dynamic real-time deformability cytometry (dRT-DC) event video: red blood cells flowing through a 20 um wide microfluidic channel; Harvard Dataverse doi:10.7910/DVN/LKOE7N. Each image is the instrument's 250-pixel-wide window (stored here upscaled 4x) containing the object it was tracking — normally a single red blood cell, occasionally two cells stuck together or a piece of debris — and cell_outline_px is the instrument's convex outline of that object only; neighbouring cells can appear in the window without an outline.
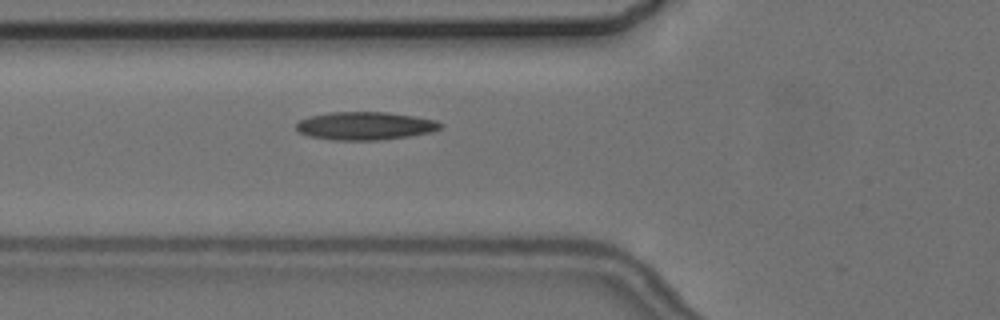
{"species": "common noctule bat (a hibernating species)", "species_latin": "Nyctalus noctula", "temperature_condition": "cold", "stored_images_in_passage": 6, "camera_frame_rate_fps": 3000, "um_per_image_px": 0.085, "animal": {"sex": "female", "body_mass_g": 24.6, "forearm_length_mm": 56.2}, "frame": {"image": 1, "passage_image": 6, "time_ms": 6.0, "image_size_px": [1000, 320], "cell_outline_px": [[444, 128], [432, 132], [384, 140], [332, 140], [308, 136], [300, 132], [296, 128], [296, 124], [300, 120], [312, 116], [332, 112], [388, 112], [436, 120], [444, 124]], "centroid_in_image_um": [31.09, 10.7], "position_along_channel_um": 94.7, "area_um2": 23.64}}